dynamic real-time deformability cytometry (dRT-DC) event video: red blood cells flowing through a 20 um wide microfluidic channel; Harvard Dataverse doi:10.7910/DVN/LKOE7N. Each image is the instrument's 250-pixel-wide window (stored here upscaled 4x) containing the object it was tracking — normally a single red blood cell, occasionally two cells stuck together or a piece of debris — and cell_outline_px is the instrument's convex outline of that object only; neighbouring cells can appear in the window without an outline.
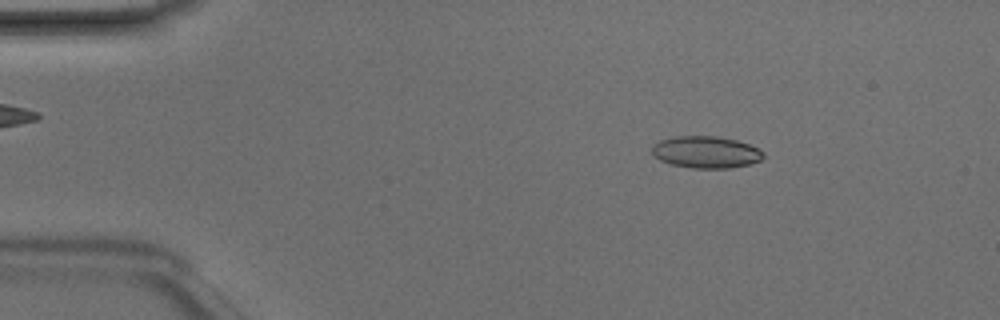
{"species": "Egyptian fruit bat (a non-hibernating species)", "species_latin": "Rousettus aegyptiacus", "temperature_condition": "room temperature", "stored_images_in_passage": 48, "camera_frame_rate_fps": 3000, "um_per_image_px": 0.085, "animal": {"sex": "male"}, "frame": {"image": 1, "passage_image": 7, "time_ms": 2.0, "image_size_px": [1000, 320], "cell_outline_px": [[764, 156], [760, 160], [752, 164], [728, 168], [692, 168], [672, 164], [660, 160], [652, 152], [652, 144], [660, 140], [672, 136], [716, 136], [736, 140], [760, 148], [764, 152]], "centroid_in_image_um": [60.02, 12.92], "position_along_channel_um": 25.0, "area_um2": 20.81}}
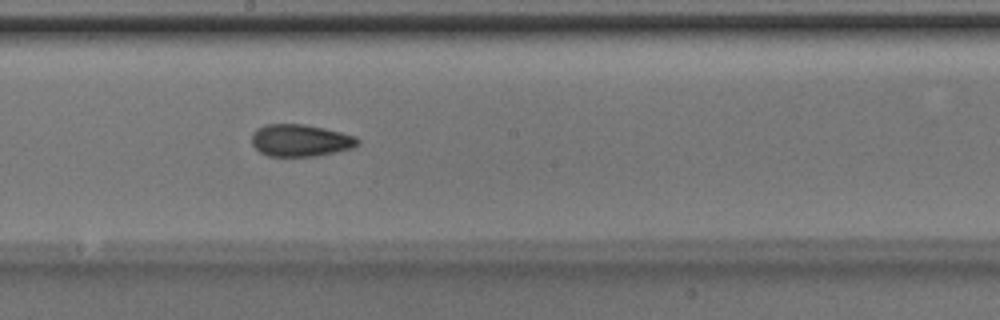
{"frame": {"image": 2, "passage_image": 26, "time_ms": 8.333, "image_size_px": [1000, 320], "cell_outline_px": [[360, 140], [352, 148], [336, 152], [316, 156], [268, 156], [260, 152], [252, 144], [252, 132], [256, 128], [268, 124], [304, 124], [324, 128], [356, 136]], "centroid_in_image_um": [25.52, 11.93], "position_along_channel_um": 222.7, "area_um2": 19.83}}
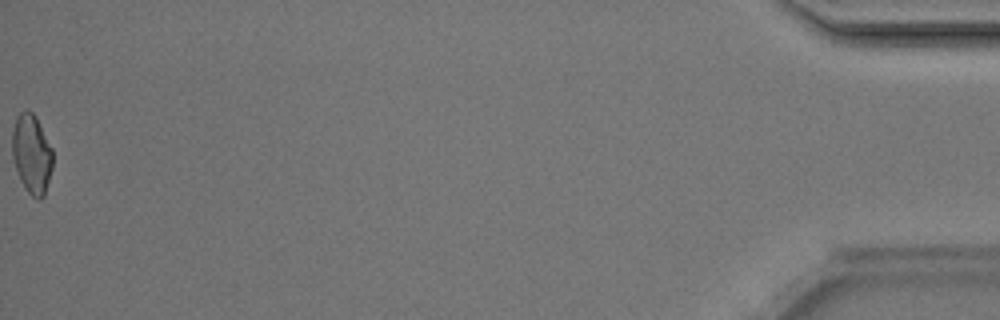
{"frame": {"image": 3, "passage_image": 48, "time_ms": 15.667, "image_size_px": [1000, 320], "cell_outline_px": [[52, 168], [44, 196], [40, 200], [36, 200], [24, 188], [20, 180], [12, 156], [12, 128], [16, 116], [24, 108], [28, 108], [36, 116], [52, 148]], "centroid_in_image_um": [2.68, 13.06], "position_along_channel_um": 432.5, "area_um2": 19.02}, "authors_computed_cell_mechanics": {"area_um2": 19.652, "velocity_mm_per_s": 4.2347, "shape_relaxation_time_tau1_ms": 5.7889, "shape_relaxation_time_tau2_ms": 2.5987, "deformation_change_tau1": 0.1362, "deformation_change_tau2": 0.0831}}